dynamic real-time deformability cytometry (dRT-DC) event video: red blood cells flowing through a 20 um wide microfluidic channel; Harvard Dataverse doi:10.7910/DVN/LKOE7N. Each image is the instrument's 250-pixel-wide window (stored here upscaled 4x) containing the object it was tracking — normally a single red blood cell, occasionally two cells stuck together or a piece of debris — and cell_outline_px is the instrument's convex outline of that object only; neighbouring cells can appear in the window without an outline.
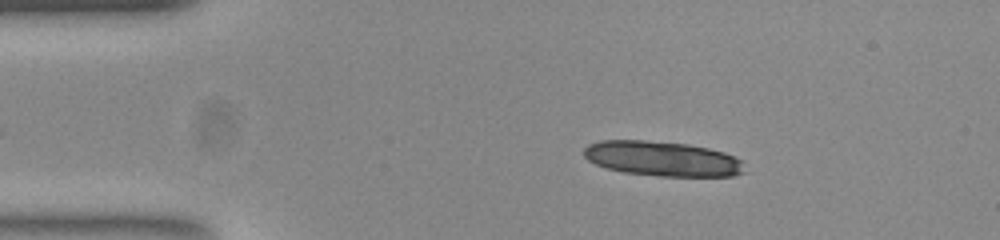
{"species": "common noctule bat (a hibernating species)", "species_latin": "Nyctalus noctula", "temperature_condition": "room temperature", "stored_images_in_passage": 52, "camera_frame_rate_fps": 3000, "um_per_image_px": 0.085, "animal": {"sex": "female", "body_mass_g": 23.0, "forearm_length_mm": 53.4}, "frame": {"image": 1, "passage_image": 8, "time_ms": 2.333, "image_size_px": [1000, 240], "cell_outline_px": [[744, 172], [732, 176], [664, 176], [624, 172], [608, 168], [596, 164], [588, 160], [584, 156], [584, 148], [588, 144], [600, 140], [644, 140], [688, 144], [708, 148], [724, 152], [740, 160]], "centroid_in_image_um": [56.26, 13.48], "position_along_channel_um": 28.7, "area_um2": 32.37}}
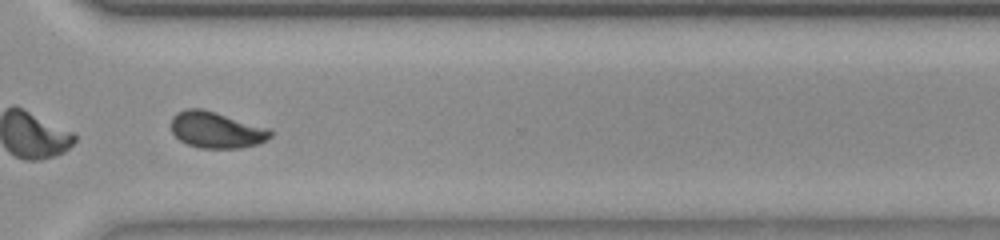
{"frame": {"image": 2, "passage_image": 38, "time_ms": 12.333, "image_size_px": [1000, 240], "cell_outline_px": [[272, 136], [256, 144], [240, 148], [200, 148], [188, 144], [180, 140], [172, 132], [172, 116], [176, 112], [188, 108], [200, 108], [216, 112], [268, 128], [272, 132]], "centroid_in_image_um": [18.36, 11.03], "position_along_channel_um": 352.2, "area_um2": 20.81}}
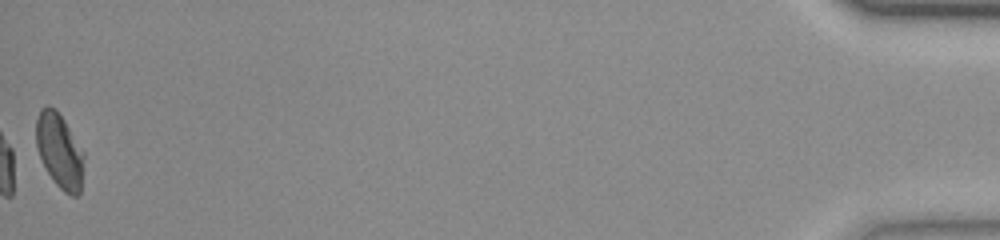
{"frame": {"image": 3, "passage_image": 52, "time_ms": 17.0, "image_size_px": [1000, 240], "cell_outline_px": [[84, 156], [80, 192], [76, 196], [72, 196], [64, 192], [56, 184], [48, 172], [40, 156], [36, 144], [36, 120], [40, 108], [48, 104], [56, 108], [64, 120], [84, 152]], "centroid_in_image_um": [5.05, 12.78], "position_along_channel_um": 430.1, "area_um2": 20.69}, "authors_computed_cell_mechanics": {"area_um2": 20.6635, "velocity_mm_per_s": 3.8583, "shape_relaxation_time_tau1_ms": 4.2145, "shape_relaxation_time_tau2_ms": 1.2576, "deformation_change_tau1": 0.1273, "deformation_change_tau2": 0.058}}